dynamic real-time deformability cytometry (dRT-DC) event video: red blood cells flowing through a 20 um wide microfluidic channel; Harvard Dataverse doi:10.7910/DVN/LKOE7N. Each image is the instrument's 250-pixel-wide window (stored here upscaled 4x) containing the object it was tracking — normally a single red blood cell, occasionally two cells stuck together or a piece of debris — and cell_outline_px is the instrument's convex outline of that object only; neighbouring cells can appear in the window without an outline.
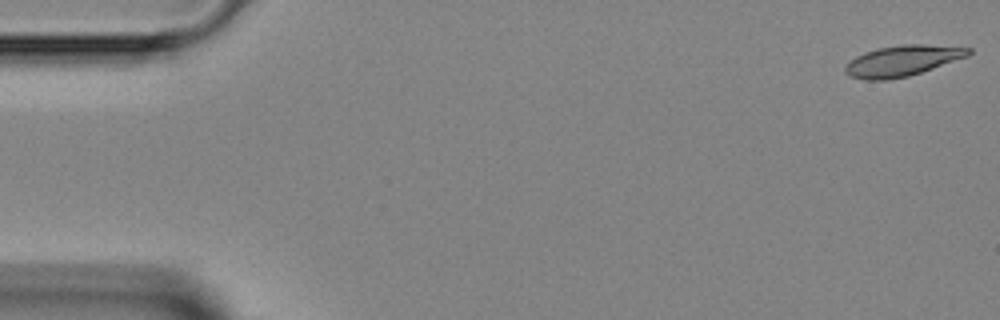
{"species": "Egyptian fruit bat (a non-hibernating species)", "species_latin": "Rousettus aegyptiacus", "temperature_condition": "room temperature", "stored_images_in_passage": 7, "camera_frame_rate_fps": 3000, "um_per_image_px": 0.085, "animal": {"sex": "female"}, "frame": {"image": 1, "passage_image": 1, "time_ms": 0.0, "image_size_px": [1000, 320], "cell_outline_px": [[972, 52], [968, 56], [908, 76], [888, 80], [864, 80], [848, 76], [844, 72], [844, 68], [856, 56], [864, 52], [880, 48], [904, 44], [924, 44], [972, 48]], "centroid_in_image_um": [76.68, 5.17], "position_along_channel_um": 8.3, "area_um2": 21.91}}